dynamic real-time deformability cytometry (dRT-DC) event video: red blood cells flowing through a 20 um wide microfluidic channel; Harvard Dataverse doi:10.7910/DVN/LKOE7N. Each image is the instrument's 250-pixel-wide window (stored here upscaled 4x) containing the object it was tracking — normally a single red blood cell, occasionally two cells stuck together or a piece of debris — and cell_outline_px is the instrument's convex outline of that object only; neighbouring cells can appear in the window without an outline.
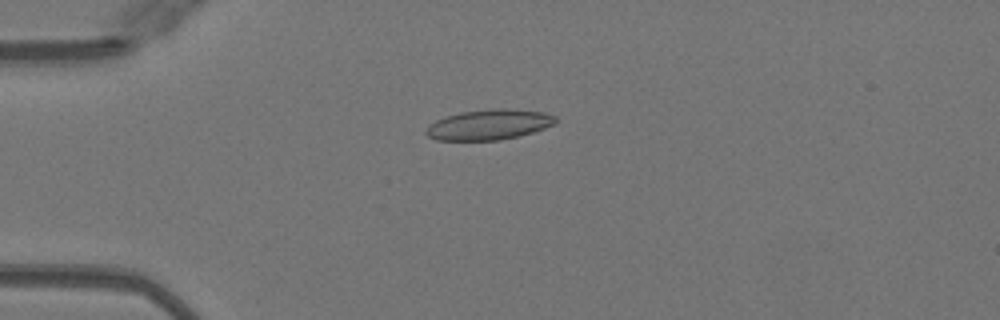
{"species": "Egyptian fruit bat (a non-hibernating species)", "species_latin": "Rousettus aegyptiacus", "temperature_condition": "warm", "stored_images_in_passage": 28, "camera_frame_rate_fps": 3000, "um_per_image_px": 0.085, "animal": {"sex": "female"}, "frame": {"image": 1, "passage_image": 1, "time_ms": 0.0, "image_size_px": [1000, 320], "cell_outline_px": [[556, 124], [532, 132], [500, 140], [436, 140], [428, 136], [424, 132], [428, 124], [436, 120], [460, 112], [492, 108], [504, 108], [544, 112], [556, 116]], "centroid_in_image_um": [41.55, 10.59], "position_along_channel_um": 43.5, "area_um2": 22.89}}
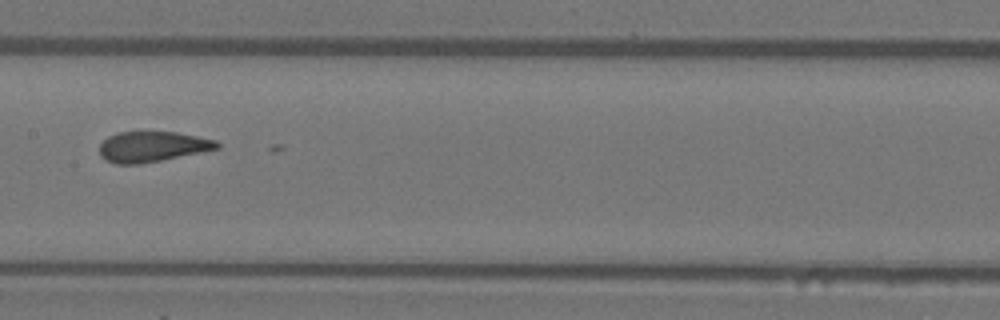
{"frame": {"image": 2, "passage_image": 14, "time_ms": 4.333, "image_size_px": [1000, 320], "cell_outline_px": [[220, 148], [140, 164], [116, 164], [104, 160], [100, 156], [100, 144], [108, 136], [120, 132], [176, 132], [216, 140], [220, 144]], "centroid_in_image_um": [12.92, 12.47], "position_along_channel_um": 194.5, "area_um2": 20.69}}
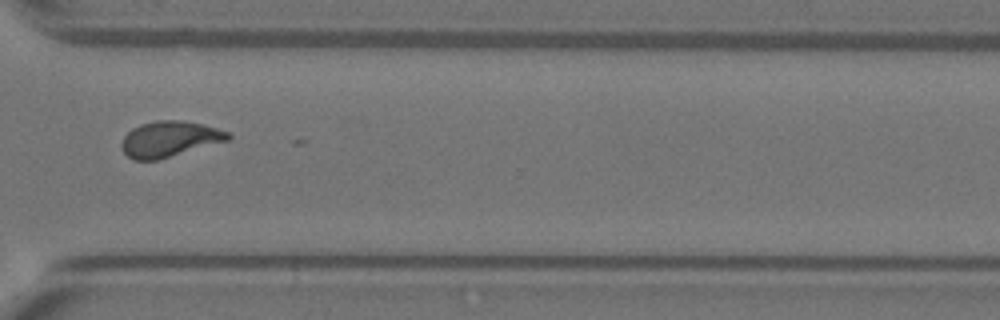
{"frame": {"image": 3, "passage_image": 26, "time_ms": 8.333, "image_size_px": [1000, 320], "cell_outline_px": [[232, 136], [228, 140], [160, 160], [132, 160], [124, 152], [120, 144], [124, 136], [132, 128], [140, 124], [156, 120], [184, 120], [204, 124], [228, 132]], "centroid_in_image_um": [14.39, 11.82], "position_along_channel_um": 356.2, "area_um2": 22.31}}